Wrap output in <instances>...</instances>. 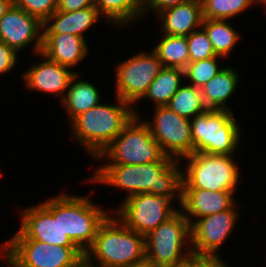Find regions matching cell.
<instances>
[{"label": "cell", "instance_id": "31", "mask_svg": "<svg viewBox=\"0 0 266 267\" xmlns=\"http://www.w3.org/2000/svg\"><path fill=\"white\" fill-rule=\"evenodd\" d=\"M12 5L37 17L42 23L57 10V0H12Z\"/></svg>", "mask_w": 266, "mask_h": 267}, {"label": "cell", "instance_id": "35", "mask_svg": "<svg viewBox=\"0 0 266 267\" xmlns=\"http://www.w3.org/2000/svg\"><path fill=\"white\" fill-rule=\"evenodd\" d=\"M197 267H233L223 259H197Z\"/></svg>", "mask_w": 266, "mask_h": 267}, {"label": "cell", "instance_id": "1", "mask_svg": "<svg viewBox=\"0 0 266 267\" xmlns=\"http://www.w3.org/2000/svg\"><path fill=\"white\" fill-rule=\"evenodd\" d=\"M180 160L165 156L159 162L133 165H100L86 183L103 184L125 191L127 197L150 193L172 196L181 205L183 165ZM88 181V182H87ZM120 189V190H119Z\"/></svg>", "mask_w": 266, "mask_h": 267}, {"label": "cell", "instance_id": "28", "mask_svg": "<svg viewBox=\"0 0 266 267\" xmlns=\"http://www.w3.org/2000/svg\"><path fill=\"white\" fill-rule=\"evenodd\" d=\"M203 19L231 20L254 4H263L260 0H201Z\"/></svg>", "mask_w": 266, "mask_h": 267}, {"label": "cell", "instance_id": "4", "mask_svg": "<svg viewBox=\"0 0 266 267\" xmlns=\"http://www.w3.org/2000/svg\"><path fill=\"white\" fill-rule=\"evenodd\" d=\"M234 115L233 111L206 109L193 117L192 153L237 155L243 131Z\"/></svg>", "mask_w": 266, "mask_h": 267}, {"label": "cell", "instance_id": "21", "mask_svg": "<svg viewBox=\"0 0 266 267\" xmlns=\"http://www.w3.org/2000/svg\"><path fill=\"white\" fill-rule=\"evenodd\" d=\"M241 77L238 70L225 66L217 75L209 80L201 89L202 99L207 109L233 111L227 103L236 89L240 88Z\"/></svg>", "mask_w": 266, "mask_h": 267}, {"label": "cell", "instance_id": "39", "mask_svg": "<svg viewBox=\"0 0 266 267\" xmlns=\"http://www.w3.org/2000/svg\"><path fill=\"white\" fill-rule=\"evenodd\" d=\"M187 267H197V259H194Z\"/></svg>", "mask_w": 266, "mask_h": 267}, {"label": "cell", "instance_id": "7", "mask_svg": "<svg viewBox=\"0 0 266 267\" xmlns=\"http://www.w3.org/2000/svg\"><path fill=\"white\" fill-rule=\"evenodd\" d=\"M165 156L144 119L133 116L95 160H101L100 165H135L159 162Z\"/></svg>", "mask_w": 266, "mask_h": 267}, {"label": "cell", "instance_id": "8", "mask_svg": "<svg viewBox=\"0 0 266 267\" xmlns=\"http://www.w3.org/2000/svg\"><path fill=\"white\" fill-rule=\"evenodd\" d=\"M63 190V191H62ZM60 192V226L72 242L85 254L96 237L100 224L112 213L93 203L90 195Z\"/></svg>", "mask_w": 266, "mask_h": 267}, {"label": "cell", "instance_id": "27", "mask_svg": "<svg viewBox=\"0 0 266 267\" xmlns=\"http://www.w3.org/2000/svg\"><path fill=\"white\" fill-rule=\"evenodd\" d=\"M166 106L179 116L190 120L207 109L202 99L201 89L186 82L179 87Z\"/></svg>", "mask_w": 266, "mask_h": 267}, {"label": "cell", "instance_id": "3", "mask_svg": "<svg viewBox=\"0 0 266 267\" xmlns=\"http://www.w3.org/2000/svg\"><path fill=\"white\" fill-rule=\"evenodd\" d=\"M112 214L100 224L93 244L84 254V262L92 267H128L145 258V237Z\"/></svg>", "mask_w": 266, "mask_h": 267}, {"label": "cell", "instance_id": "15", "mask_svg": "<svg viewBox=\"0 0 266 267\" xmlns=\"http://www.w3.org/2000/svg\"><path fill=\"white\" fill-rule=\"evenodd\" d=\"M43 23L23 9L11 5L0 19V42L14 49L19 55L32 48V54L42 50Z\"/></svg>", "mask_w": 266, "mask_h": 267}, {"label": "cell", "instance_id": "30", "mask_svg": "<svg viewBox=\"0 0 266 267\" xmlns=\"http://www.w3.org/2000/svg\"><path fill=\"white\" fill-rule=\"evenodd\" d=\"M186 38L189 48V62L201 61L217 56L207 33L202 27L190 33Z\"/></svg>", "mask_w": 266, "mask_h": 267}, {"label": "cell", "instance_id": "12", "mask_svg": "<svg viewBox=\"0 0 266 267\" xmlns=\"http://www.w3.org/2000/svg\"><path fill=\"white\" fill-rule=\"evenodd\" d=\"M20 224L10 239H33L59 246H76L60 226V192L36 205L20 209Z\"/></svg>", "mask_w": 266, "mask_h": 267}, {"label": "cell", "instance_id": "33", "mask_svg": "<svg viewBox=\"0 0 266 267\" xmlns=\"http://www.w3.org/2000/svg\"><path fill=\"white\" fill-rule=\"evenodd\" d=\"M188 1L189 0H144V18H145V15L149 16L148 14L151 11L153 12L152 14L156 16L159 12L167 8L181 5L182 3H185Z\"/></svg>", "mask_w": 266, "mask_h": 267}, {"label": "cell", "instance_id": "16", "mask_svg": "<svg viewBox=\"0 0 266 267\" xmlns=\"http://www.w3.org/2000/svg\"><path fill=\"white\" fill-rule=\"evenodd\" d=\"M35 56L40 61L34 62L33 60L29 68L21 74L25 90L40 92V94L42 92L43 95L48 96L53 95L59 98L58 101L61 102L65 97L70 81L77 71H72L71 68L48 59L41 52L36 53Z\"/></svg>", "mask_w": 266, "mask_h": 267}, {"label": "cell", "instance_id": "29", "mask_svg": "<svg viewBox=\"0 0 266 267\" xmlns=\"http://www.w3.org/2000/svg\"><path fill=\"white\" fill-rule=\"evenodd\" d=\"M222 59L225 58L217 55L201 61L189 62L184 69L185 82L202 89L209 80L225 67L219 65V61Z\"/></svg>", "mask_w": 266, "mask_h": 267}, {"label": "cell", "instance_id": "14", "mask_svg": "<svg viewBox=\"0 0 266 267\" xmlns=\"http://www.w3.org/2000/svg\"><path fill=\"white\" fill-rule=\"evenodd\" d=\"M153 108L151 121L144 120V122L162 152L174 160H181L192 154L190 119L179 116L167 106Z\"/></svg>", "mask_w": 266, "mask_h": 267}, {"label": "cell", "instance_id": "40", "mask_svg": "<svg viewBox=\"0 0 266 267\" xmlns=\"http://www.w3.org/2000/svg\"><path fill=\"white\" fill-rule=\"evenodd\" d=\"M79 267H92V266H90V265L86 264L85 262H83Z\"/></svg>", "mask_w": 266, "mask_h": 267}, {"label": "cell", "instance_id": "6", "mask_svg": "<svg viewBox=\"0 0 266 267\" xmlns=\"http://www.w3.org/2000/svg\"><path fill=\"white\" fill-rule=\"evenodd\" d=\"M145 258L160 267H187L194 260L190 223L181 211L145 237Z\"/></svg>", "mask_w": 266, "mask_h": 267}, {"label": "cell", "instance_id": "11", "mask_svg": "<svg viewBox=\"0 0 266 267\" xmlns=\"http://www.w3.org/2000/svg\"><path fill=\"white\" fill-rule=\"evenodd\" d=\"M176 202L169 195L140 193L120 202L114 214L127 228L146 237L158 225L180 212L179 204L173 206Z\"/></svg>", "mask_w": 266, "mask_h": 267}, {"label": "cell", "instance_id": "38", "mask_svg": "<svg viewBox=\"0 0 266 267\" xmlns=\"http://www.w3.org/2000/svg\"><path fill=\"white\" fill-rule=\"evenodd\" d=\"M0 260L5 264L4 266L8 267H17L15 266L1 251H0Z\"/></svg>", "mask_w": 266, "mask_h": 267}, {"label": "cell", "instance_id": "23", "mask_svg": "<svg viewBox=\"0 0 266 267\" xmlns=\"http://www.w3.org/2000/svg\"><path fill=\"white\" fill-rule=\"evenodd\" d=\"M94 5L105 19L103 24L106 22L119 30L144 19V0H94Z\"/></svg>", "mask_w": 266, "mask_h": 267}, {"label": "cell", "instance_id": "5", "mask_svg": "<svg viewBox=\"0 0 266 267\" xmlns=\"http://www.w3.org/2000/svg\"><path fill=\"white\" fill-rule=\"evenodd\" d=\"M234 156L237 158V155L196 152L183 157L180 160L185 165L182 189L238 191L242 177Z\"/></svg>", "mask_w": 266, "mask_h": 267}, {"label": "cell", "instance_id": "41", "mask_svg": "<svg viewBox=\"0 0 266 267\" xmlns=\"http://www.w3.org/2000/svg\"><path fill=\"white\" fill-rule=\"evenodd\" d=\"M262 6L265 8L264 11L266 12V1L262 4Z\"/></svg>", "mask_w": 266, "mask_h": 267}, {"label": "cell", "instance_id": "10", "mask_svg": "<svg viewBox=\"0 0 266 267\" xmlns=\"http://www.w3.org/2000/svg\"><path fill=\"white\" fill-rule=\"evenodd\" d=\"M115 66V96L133 106L134 116L143 117L136 105L163 68L161 61L152 49H145Z\"/></svg>", "mask_w": 266, "mask_h": 267}, {"label": "cell", "instance_id": "9", "mask_svg": "<svg viewBox=\"0 0 266 267\" xmlns=\"http://www.w3.org/2000/svg\"><path fill=\"white\" fill-rule=\"evenodd\" d=\"M0 251L17 267H79L84 262V253L77 246L33 239H7Z\"/></svg>", "mask_w": 266, "mask_h": 267}, {"label": "cell", "instance_id": "19", "mask_svg": "<svg viewBox=\"0 0 266 267\" xmlns=\"http://www.w3.org/2000/svg\"><path fill=\"white\" fill-rule=\"evenodd\" d=\"M155 18L161 24V34L188 36L202 27V1L189 0L159 12Z\"/></svg>", "mask_w": 266, "mask_h": 267}, {"label": "cell", "instance_id": "13", "mask_svg": "<svg viewBox=\"0 0 266 267\" xmlns=\"http://www.w3.org/2000/svg\"><path fill=\"white\" fill-rule=\"evenodd\" d=\"M237 204L228 210L199 218L190 225L194 259H222L219 254L221 247L236 230L241 216Z\"/></svg>", "mask_w": 266, "mask_h": 267}, {"label": "cell", "instance_id": "26", "mask_svg": "<svg viewBox=\"0 0 266 267\" xmlns=\"http://www.w3.org/2000/svg\"><path fill=\"white\" fill-rule=\"evenodd\" d=\"M152 51L158 56L163 67L185 69L189 63V48L186 36L161 34Z\"/></svg>", "mask_w": 266, "mask_h": 267}, {"label": "cell", "instance_id": "20", "mask_svg": "<svg viewBox=\"0 0 266 267\" xmlns=\"http://www.w3.org/2000/svg\"><path fill=\"white\" fill-rule=\"evenodd\" d=\"M105 20L95 6L73 12L55 11L44 23L43 33L72 34L85 38V33Z\"/></svg>", "mask_w": 266, "mask_h": 267}, {"label": "cell", "instance_id": "36", "mask_svg": "<svg viewBox=\"0 0 266 267\" xmlns=\"http://www.w3.org/2000/svg\"><path fill=\"white\" fill-rule=\"evenodd\" d=\"M11 5L12 0H0V19L4 16Z\"/></svg>", "mask_w": 266, "mask_h": 267}, {"label": "cell", "instance_id": "37", "mask_svg": "<svg viewBox=\"0 0 266 267\" xmlns=\"http://www.w3.org/2000/svg\"><path fill=\"white\" fill-rule=\"evenodd\" d=\"M128 267H160L157 266L155 263L150 262L147 258H144L142 261L136 262L133 265H130Z\"/></svg>", "mask_w": 266, "mask_h": 267}, {"label": "cell", "instance_id": "22", "mask_svg": "<svg viewBox=\"0 0 266 267\" xmlns=\"http://www.w3.org/2000/svg\"><path fill=\"white\" fill-rule=\"evenodd\" d=\"M81 72H77L70 81L69 87L60 106L65 109L69 123L79 114L89 110L101 102V91L89 80H81ZM80 77V78H79Z\"/></svg>", "mask_w": 266, "mask_h": 267}, {"label": "cell", "instance_id": "34", "mask_svg": "<svg viewBox=\"0 0 266 267\" xmlns=\"http://www.w3.org/2000/svg\"><path fill=\"white\" fill-rule=\"evenodd\" d=\"M94 5V0H57V11L73 12Z\"/></svg>", "mask_w": 266, "mask_h": 267}, {"label": "cell", "instance_id": "18", "mask_svg": "<svg viewBox=\"0 0 266 267\" xmlns=\"http://www.w3.org/2000/svg\"><path fill=\"white\" fill-rule=\"evenodd\" d=\"M87 40L68 33H43L41 53L48 59L73 69L89 55L90 45Z\"/></svg>", "mask_w": 266, "mask_h": 267}, {"label": "cell", "instance_id": "24", "mask_svg": "<svg viewBox=\"0 0 266 267\" xmlns=\"http://www.w3.org/2000/svg\"><path fill=\"white\" fill-rule=\"evenodd\" d=\"M184 78L183 69L163 67L140 101L149 100V102L153 103L154 107L166 106L179 87L185 82Z\"/></svg>", "mask_w": 266, "mask_h": 267}, {"label": "cell", "instance_id": "2", "mask_svg": "<svg viewBox=\"0 0 266 267\" xmlns=\"http://www.w3.org/2000/svg\"><path fill=\"white\" fill-rule=\"evenodd\" d=\"M114 104L98 105L76 116L70 123L71 139L82 146L86 154L96 159L120 134L134 116L133 107L114 97Z\"/></svg>", "mask_w": 266, "mask_h": 267}, {"label": "cell", "instance_id": "25", "mask_svg": "<svg viewBox=\"0 0 266 267\" xmlns=\"http://www.w3.org/2000/svg\"><path fill=\"white\" fill-rule=\"evenodd\" d=\"M228 23L227 20L221 19H203L202 28L208 35L216 55L227 58L235 50L240 39L241 33Z\"/></svg>", "mask_w": 266, "mask_h": 267}, {"label": "cell", "instance_id": "32", "mask_svg": "<svg viewBox=\"0 0 266 267\" xmlns=\"http://www.w3.org/2000/svg\"><path fill=\"white\" fill-rule=\"evenodd\" d=\"M19 57V58H18ZM20 56L18 53L3 42H0V76L11 73L18 66Z\"/></svg>", "mask_w": 266, "mask_h": 267}, {"label": "cell", "instance_id": "17", "mask_svg": "<svg viewBox=\"0 0 266 267\" xmlns=\"http://www.w3.org/2000/svg\"><path fill=\"white\" fill-rule=\"evenodd\" d=\"M235 192L182 189L180 211L191 225L199 218L232 208L237 203Z\"/></svg>", "mask_w": 266, "mask_h": 267}]
</instances>
